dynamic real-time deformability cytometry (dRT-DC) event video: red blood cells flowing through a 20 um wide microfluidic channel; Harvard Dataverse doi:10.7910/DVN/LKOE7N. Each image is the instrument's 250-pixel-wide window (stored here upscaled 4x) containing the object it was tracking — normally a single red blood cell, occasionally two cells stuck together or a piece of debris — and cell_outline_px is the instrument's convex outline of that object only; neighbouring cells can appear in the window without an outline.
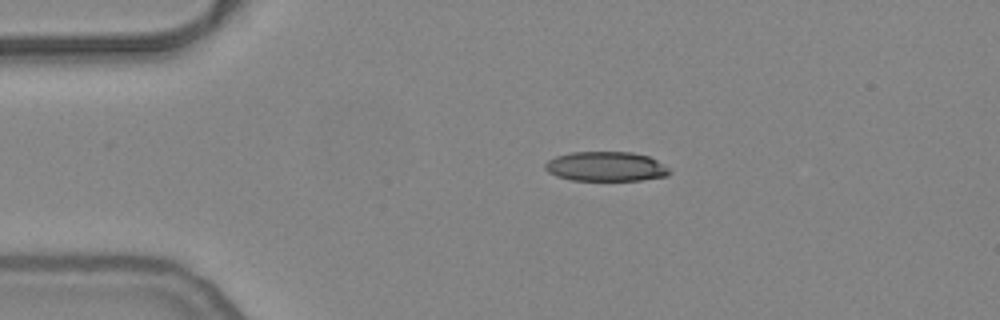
{"species": "common noctule bat (a hibernating species)", "species_latin": "Nyctalus noctula", "temperature_condition": "warm", "stored_images_in_passage": 44, "camera_frame_rate_fps": 3000, "um_per_image_px": 0.085, "animal": {"sex": "female", "body_mass_g": 24.6, "forearm_length_mm": 56.2}, "frame": {"image": 1, "passage_image": 1, "time_ms": 0.0, "image_size_px": [1000, 320], "cell_outline_px": [[672, 172], [668, 176], [640, 180], [572, 180], [556, 176], [548, 172], [544, 168], [544, 164], [548, 160], [556, 156], [572, 152], [632, 152], [648, 156], [656, 160], [668, 168]], "centroid_in_image_um": [51.49, 14.15], "position_along_channel_um": 33.5, "area_um2": 21.44}}
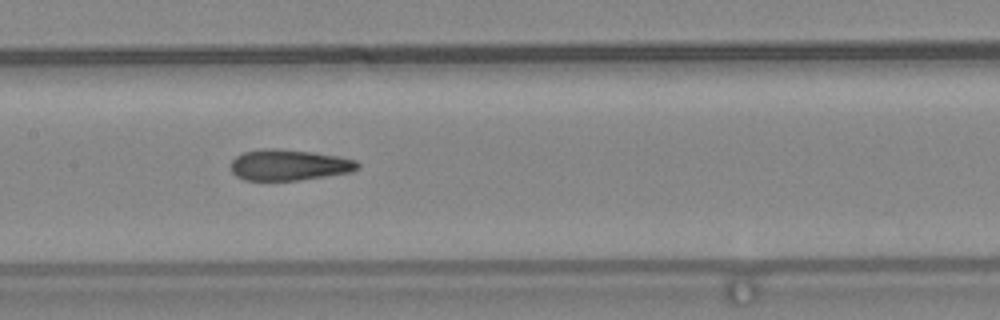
{"frame": {"image": 2, "passage_image": 16, "time_ms": 5.0, "image_size_px": [1000, 320], "cell_outline_px": [[360, 168], [348, 172], [300, 180], [244, 180], [236, 176], [232, 172], [232, 160], [236, 156], [244, 152], [264, 148], [276, 148], [312, 152], [336, 156], [356, 160], [360, 164]], "centroid_in_image_um": [24.55, 14.02], "position_along_channel_um": 182.9, "area_um2": 22.72}}
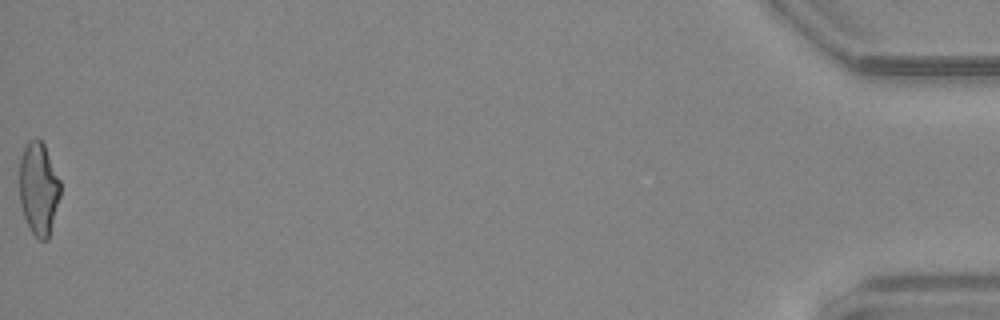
{"frame": {"image": 3, "passage_image": 44, "time_ms": 14.333, "image_size_px": [1000, 320], "cell_outline_px": [[60, 196], [48, 240], [40, 240], [32, 232], [24, 216], [20, 204], [20, 160], [24, 148], [28, 140], [36, 136], [44, 144], [60, 180]], "centroid_in_image_um": [3.28, 16.01], "position_along_channel_um": 431.9, "area_um2": 22.02}, "authors_computed_cell_mechanics": {"area_um2": 22.8888, "velocity_mm_per_s": 3.8235, "shape_relaxation_time_tau1_ms": null, "shape_relaxation_time_tau2_ms": 1.773, "deformation_change_tau1": null, "deformation_change_tau2": 0.1076}}